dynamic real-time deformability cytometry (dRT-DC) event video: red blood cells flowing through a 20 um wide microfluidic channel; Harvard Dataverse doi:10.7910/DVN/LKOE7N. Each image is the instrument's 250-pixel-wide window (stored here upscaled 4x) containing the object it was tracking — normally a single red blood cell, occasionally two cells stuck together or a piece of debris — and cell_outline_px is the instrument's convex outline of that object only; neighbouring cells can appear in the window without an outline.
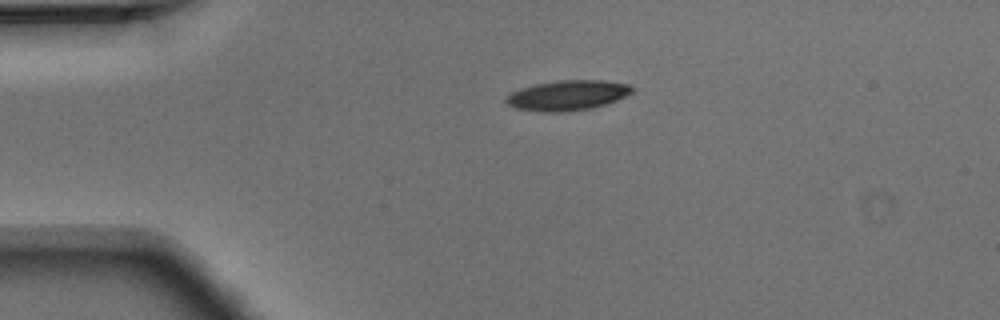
{"species": "Egyptian fruit bat (a non-hibernating species)", "species_latin": "Rousettus aegyptiacus", "temperature_condition": "warm", "stored_images_in_passage": 4, "camera_frame_rate_fps": 3000, "um_per_image_px": 0.085, "animal": {"sex": "male"}, "frame": {"image": 1, "passage_image": 1, "time_ms": 0.0, "image_size_px": [1000, 320], "cell_outline_px": [[636, 88], [632, 92], [616, 100], [592, 108], [564, 112], [544, 112], [516, 108], [508, 104], [504, 100], [512, 92], [520, 88], [536, 84], [556, 80], [604, 80], [628, 84]], "centroid_in_image_um": [48.25, 8.09], "position_along_channel_um": 36.8, "area_um2": 22.02}}